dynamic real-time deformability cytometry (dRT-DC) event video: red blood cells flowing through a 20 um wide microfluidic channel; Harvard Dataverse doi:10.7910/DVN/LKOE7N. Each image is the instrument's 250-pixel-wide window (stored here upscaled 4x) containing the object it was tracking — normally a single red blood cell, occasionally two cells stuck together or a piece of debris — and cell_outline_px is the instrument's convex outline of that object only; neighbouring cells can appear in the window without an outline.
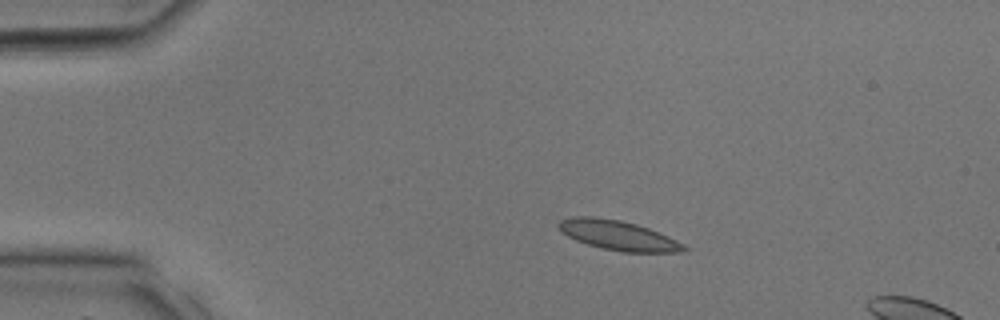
{"species": "common noctule bat (a hibernating species)", "species_latin": "Nyctalus noctula", "temperature_condition": "room temperature", "stored_images_in_passage": 10, "camera_frame_rate_fps": 3000, "um_per_image_px": 0.085, "animal": {"sex": "male", "body_mass_g": 17.9, "forearm_length_mm": 54.2}, "frame": {"image": 1, "passage_image": 6, "time_ms": 1.667, "image_size_px": [1000, 320], "cell_outline_px": [[688, 248], [680, 252], [624, 252], [604, 248], [588, 244], [576, 240], [568, 236], [556, 224], [560, 220], [572, 216], [592, 216], [620, 220], [636, 224], [648, 228], [668, 236], [684, 244]], "centroid_in_image_um": [52.54, 19.99], "position_along_channel_um": 32.5, "area_um2": 21.39}}